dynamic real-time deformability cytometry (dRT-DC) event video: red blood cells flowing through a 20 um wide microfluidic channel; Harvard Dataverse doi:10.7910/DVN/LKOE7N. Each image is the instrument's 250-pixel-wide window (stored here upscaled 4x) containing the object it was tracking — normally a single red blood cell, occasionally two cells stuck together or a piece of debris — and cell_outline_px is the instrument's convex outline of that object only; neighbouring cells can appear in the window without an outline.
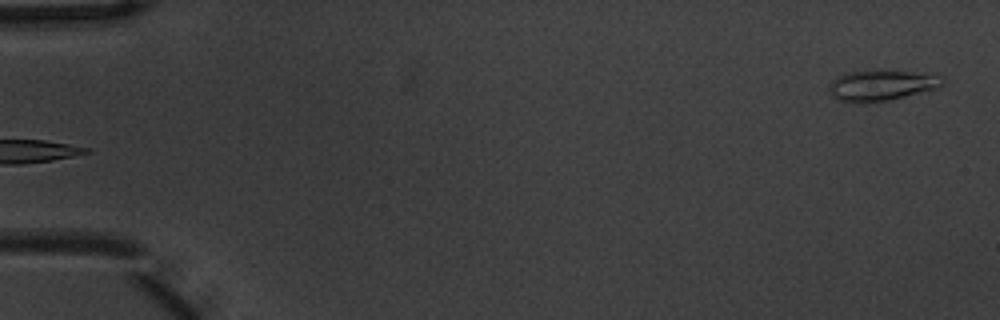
{"species": "common noctule bat (a hibernating species)", "species_latin": "Nyctalus noctula", "temperature_condition": "warm", "stored_images_in_passage": 4, "camera_frame_rate_fps": 3000, "um_per_image_px": 0.085, "animal": {"sex": "male", "body_mass_g": 20.1, "forearm_length_mm": 53.5}, "frame": {"image": 1, "passage_image": 4, "time_ms": 1.0, "image_size_px": [1000, 320], "cell_outline_px": [[944, 84], [936, 88], [888, 100], [864, 104], [840, 100], [832, 96], [828, 92], [828, 84], [832, 80], [848, 72], [908, 72], [944, 76]], "centroid_in_image_um": [74.88, 7.29], "position_along_channel_um": 10.1, "area_um2": 19.71}}